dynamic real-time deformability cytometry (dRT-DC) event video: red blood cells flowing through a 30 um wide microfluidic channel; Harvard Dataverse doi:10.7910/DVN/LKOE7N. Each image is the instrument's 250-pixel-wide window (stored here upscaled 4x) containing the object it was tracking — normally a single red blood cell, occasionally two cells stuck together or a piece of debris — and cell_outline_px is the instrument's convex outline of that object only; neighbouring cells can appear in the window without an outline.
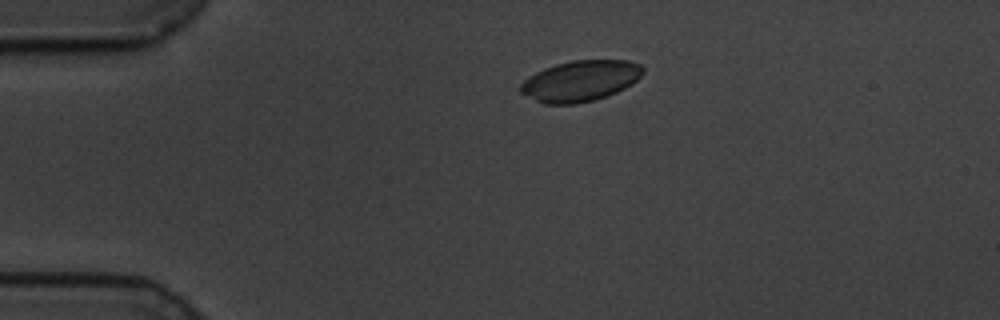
{"species": "common noctule bat (a hibernating species)", "species_latin": "Nyctalus noctula", "temperature_condition": "cold", "stored_images_in_passage": 42, "camera_frame_rate_fps": 3000, "um_per_image_px": 0.085, "animal": {"sex": "male", "body_mass_g": 19.5, "forearm_length_mm": 54.6}, "frame": {"image": 1, "passage_image": 1, "time_ms": 0.0, "image_size_px": [1000, 320], "cell_outline_px": [[644, 72], [632, 84], [608, 96], [576, 104], [544, 104], [520, 92], [520, 84], [524, 80], [536, 72], [544, 68], [556, 64], [572, 60], [628, 60], [640, 64], [644, 68]], "centroid_in_image_um": [49.34, 6.87], "position_along_channel_um": 35.7, "area_um2": 29.07}}
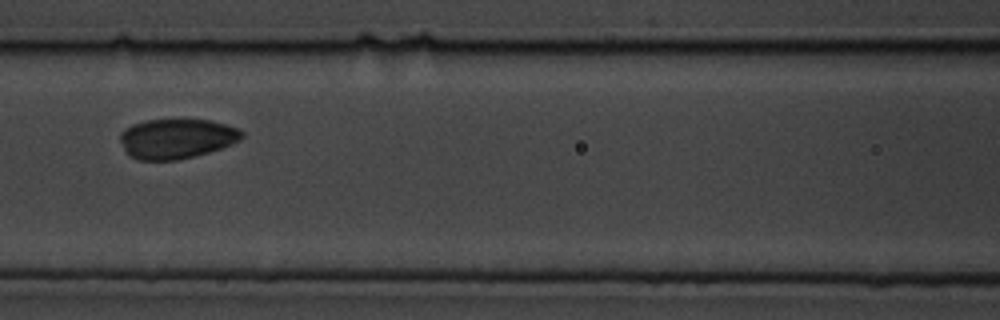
{"frame": {"image": 2, "passage_image": 15, "time_ms": 4.667, "image_size_px": [1000, 320], "cell_outline_px": [[244, 136], [240, 140], [232, 144], [208, 152], [176, 160], [136, 160], [128, 156], [120, 140], [120, 132], [124, 128], [132, 124], [148, 120], [212, 120], [236, 128], [244, 132]], "centroid_in_image_um": [14.98, 11.79], "position_along_channel_um": 151.6, "area_um2": 28.21}}
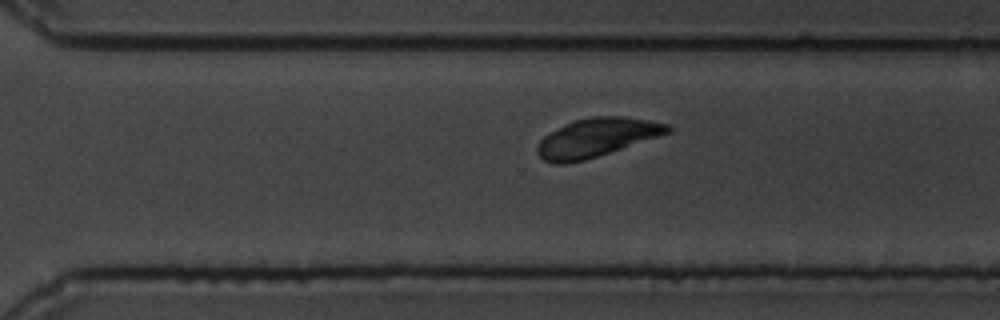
{"frame": {"image": 3, "passage_image": 30, "time_ms": 9.667, "image_size_px": [1000, 320], "cell_outline_px": [[672, 132], [584, 160], [568, 164], [552, 164], [544, 160], [536, 152], [536, 144], [544, 136], [564, 124], [572, 120], [592, 116], [624, 116], [648, 120], [668, 124], [672, 128]], "centroid_in_image_um": [50.68, 11.69], "position_along_channel_um": 319.9, "area_um2": 29.36}, "authors_computed_cell_mechanics": {"area_um2": 29.3624, "velocity_mm_per_s": 3.3771, "shape_relaxation_time_tau1_ms": 4.2059, "shape_relaxation_time_tau2_ms": 1.6523, "deformation_change_tau1": 0.1133, "deformation_change_tau2": 0.0776}}